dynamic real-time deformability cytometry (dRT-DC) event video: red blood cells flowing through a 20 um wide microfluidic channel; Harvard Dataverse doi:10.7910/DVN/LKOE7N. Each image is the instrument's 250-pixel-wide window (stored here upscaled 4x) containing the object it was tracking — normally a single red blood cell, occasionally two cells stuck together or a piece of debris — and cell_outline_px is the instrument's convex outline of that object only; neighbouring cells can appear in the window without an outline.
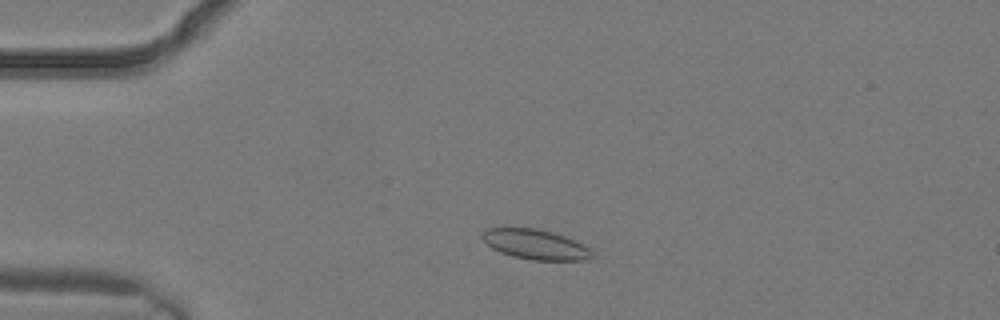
{"species": "common noctule bat (a hibernating species)", "species_latin": "Nyctalus noctula", "temperature_condition": "warm", "stored_images_in_passage": 2, "camera_frame_rate_fps": 3000, "um_per_image_px": 0.085, "animal": {"sex": "male", "body_mass_g": 19.2, "forearm_length_mm": 51.8}, "frame": {"image": 1, "passage_image": 1, "time_ms": 0.0, "image_size_px": [1000, 320], "cell_outline_px": [[592, 256], [588, 260], [532, 260], [512, 256], [500, 252], [492, 248], [480, 236], [480, 232], [488, 228], [536, 228], [552, 232], [564, 236], [584, 244], [592, 252]], "centroid_in_image_um": [45.49, 20.77], "position_along_channel_um": 39.5, "area_um2": 19.13}}
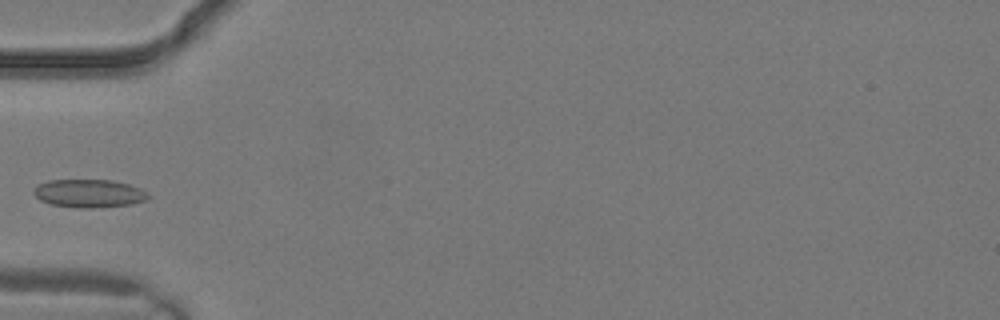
{"frame": {"image": 2, "passage_image": 2, "time_ms": 0.333, "image_size_px": [1000, 320], "cell_outline_px": [[148, 196], [144, 200], [132, 204], [92, 208], [80, 208], [52, 204], [40, 200], [32, 192], [32, 188], [48, 180], [112, 180], [128, 184], [140, 188], [148, 192]], "centroid_in_image_um": [7.54, 16.43], "position_along_channel_um": 77.5, "area_um2": 18.67}}